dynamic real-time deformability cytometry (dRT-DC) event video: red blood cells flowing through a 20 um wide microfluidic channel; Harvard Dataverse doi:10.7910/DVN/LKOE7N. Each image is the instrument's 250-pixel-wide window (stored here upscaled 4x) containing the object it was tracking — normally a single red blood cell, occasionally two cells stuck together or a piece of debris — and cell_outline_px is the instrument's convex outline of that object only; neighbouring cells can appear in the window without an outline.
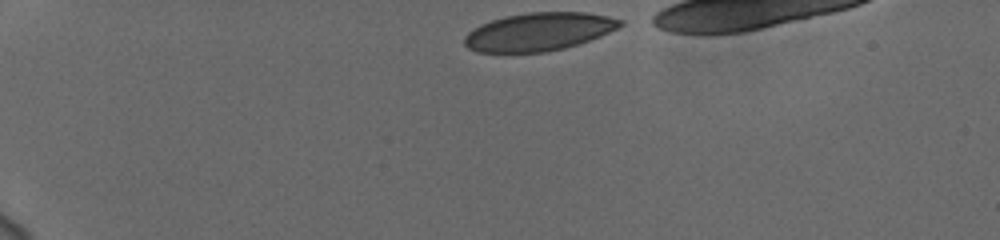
{"species": "human", "species_latin": "Homo sapiens", "temperature_condition": "cold", "stored_images_in_passage": 38, "camera_frame_rate_fps": 3000, "um_per_image_px": 0.085, "donor": {"sex": "female"}, "frame": {"image": 1, "passage_image": 1, "time_ms": 0.0, "image_size_px": [1000, 240], "cell_outline_px": [[624, 24], [600, 36], [564, 48], [544, 52], [476, 52], [468, 48], [464, 44], [464, 36], [468, 32], [480, 24], [504, 16], [528, 12], [588, 12], [608, 16], [624, 20]], "centroid_in_image_um": [45.78, 2.69], "position_along_channel_um": 39.2, "area_um2": 34.51}}
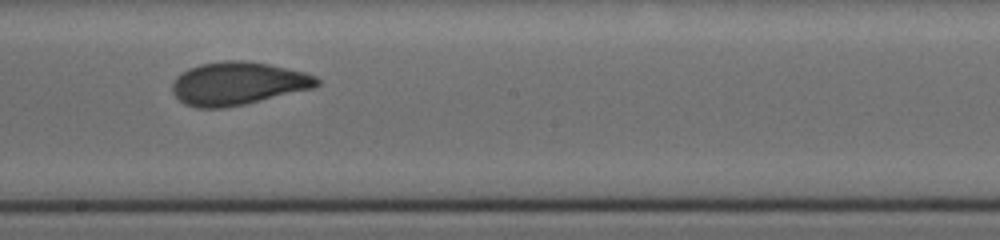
{"frame": {"image": 2, "passage_image": 22, "time_ms": 7.0, "image_size_px": [1000, 240], "cell_outline_px": [[320, 84], [312, 88], [244, 104], [224, 108], [196, 108], [184, 104], [172, 92], [172, 84], [176, 76], [180, 72], [188, 68], [200, 64], [224, 60], [244, 60], [268, 64], [304, 72], [316, 76], [320, 80]], "centroid_in_image_um": [20.17, 7.09], "position_along_channel_um": 228.0, "area_um2": 36.24}}
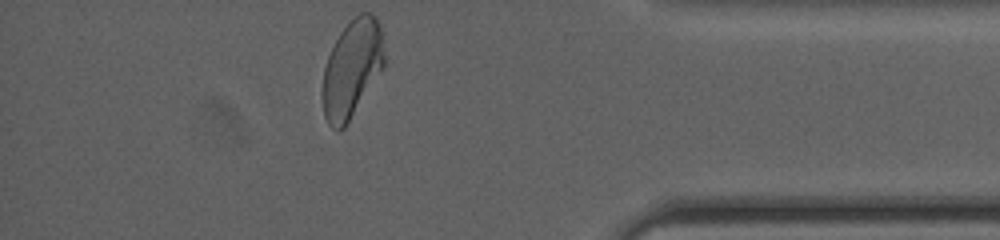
{"frame": {"image": 3, "passage_image": 38, "time_ms": 12.333, "image_size_px": [1000, 240], "cell_outline_px": [[384, 68], [344, 128], [336, 132], [328, 124], [324, 116], [320, 92], [324, 68], [328, 56], [340, 32], [360, 12], [372, 12], [376, 16], [380, 24], [384, 56]], "centroid_in_image_um": [29.89, 5.87], "position_along_channel_um": 405.3, "area_um2": 35.43}, "authors_computed_cell_mechanics": {"area_um2": 36.125, "velocity_mm_per_s": 3.7429, "shape_relaxation_time_tau1_ms": 4.7431, "shape_relaxation_time_tau2_ms": 0.8193, "deformation_change_tau1": 0.152, "deformation_change_tau2": 0.0591}}